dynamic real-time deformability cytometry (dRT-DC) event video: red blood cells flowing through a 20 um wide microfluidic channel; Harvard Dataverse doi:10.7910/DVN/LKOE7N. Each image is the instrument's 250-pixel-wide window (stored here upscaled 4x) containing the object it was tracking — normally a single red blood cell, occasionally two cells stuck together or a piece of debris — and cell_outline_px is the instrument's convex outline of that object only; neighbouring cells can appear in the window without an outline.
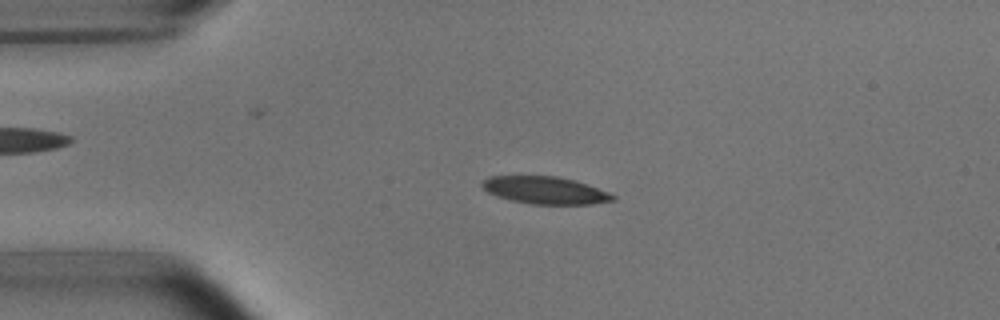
{"species": "common noctule bat (a hibernating species)", "species_latin": "Nyctalus noctula", "temperature_condition": "room temperature", "stored_images_in_passage": 3, "camera_frame_rate_fps": 3000, "um_per_image_px": 0.085, "animal": {"sex": "male", "body_mass_g": 15.6}, "frame": {"image": 1, "passage_image": 2, "time_ms": 2.0, "image_size_px": [1000, 320], "cell_outline_px": [[616, 200], [592, 204], [528, 204], [496, 196], [488, 192], [480, 184], [488, 176], [556, 176], [576, 180], [588, 184], [608, 192], [616, 196]], "centroid_in_image_um": [46.36, 16.17], "position_along_channel_um": 38.6, "area_um2": 20.92}}